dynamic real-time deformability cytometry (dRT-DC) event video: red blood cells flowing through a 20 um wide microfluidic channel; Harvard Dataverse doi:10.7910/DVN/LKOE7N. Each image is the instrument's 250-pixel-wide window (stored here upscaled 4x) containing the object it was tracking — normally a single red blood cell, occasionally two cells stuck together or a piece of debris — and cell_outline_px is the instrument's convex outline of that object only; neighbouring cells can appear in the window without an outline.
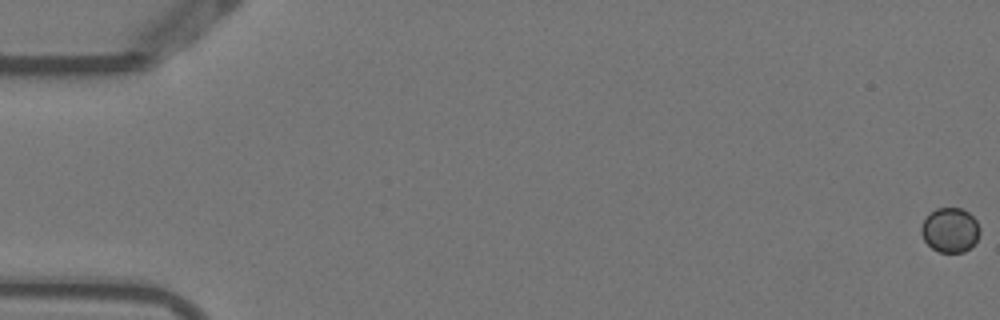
{"species": "Egyptian fruit bat (a non-hibernating species)", "species_latin": "Rousettus aegyptiacus", "temperature_condition": "warm", "stored_images_in_passage": 7, "camera_frame_rate_fps": 3000, "um_per_image_px": 0.085, "animal": {"sex": "female"}, "frame": {"image": 1, "passage_image": 1, "time_ms": 0.0, "image_size_px": [1000, 320], "cell_outline_px": [[980, 232], [976, 240], [964, 252], [940, 252], [932, 248], [924, 240], [920, 232], [920, 228], [924, 220], [936, 208], [964, 208], [976, 220], [980, 228]], "centroid_in_image_um": [80.75, 19.54], "position_along_channel_um": 4.2, "area_um2": 15.09}}
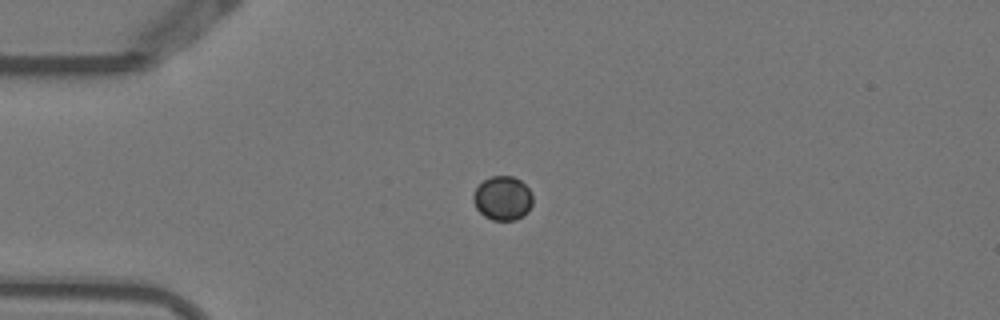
{"frame": {"image": 2, "passage_image": 5, "time_ms": 1.333, "image_size_px": [1000, 320], "cell_outline_px": [[532, 204], [528, 212], [524, 216], [516, 220], [492, 220], [484, 216], [476, 208], [472, 200], [472, 196], [476, 188], [484, 180], [492, 176], [512, 176], [520, 180], [532, 192]], "centroid_in_image_um": [42.73, 16.86], "position_along_channel_um": 42.3, "area_um2": 15.37}}
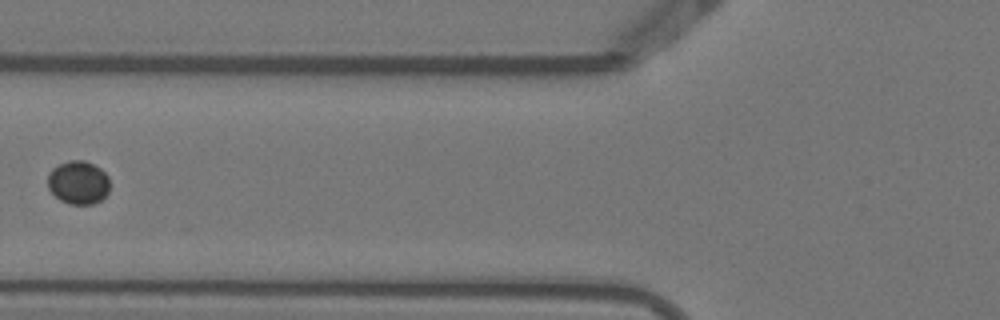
{"frame": {"image": 3, "passage_image": 7, "time_ms": 2.0, "image_size_px": [1000, 320], "cell_outline_px": [[108, 192], [100, 200], [92, 204], [68, 204], [60, 200], [48, 188], [48, 176], [52, 168], [68, 160], [84, 160], [100, 168], [108, 176]], "centroid_in_image_um": [6.64, 15.51], "position_along_channel_um": 119.2, "area_um2": 15.55}}